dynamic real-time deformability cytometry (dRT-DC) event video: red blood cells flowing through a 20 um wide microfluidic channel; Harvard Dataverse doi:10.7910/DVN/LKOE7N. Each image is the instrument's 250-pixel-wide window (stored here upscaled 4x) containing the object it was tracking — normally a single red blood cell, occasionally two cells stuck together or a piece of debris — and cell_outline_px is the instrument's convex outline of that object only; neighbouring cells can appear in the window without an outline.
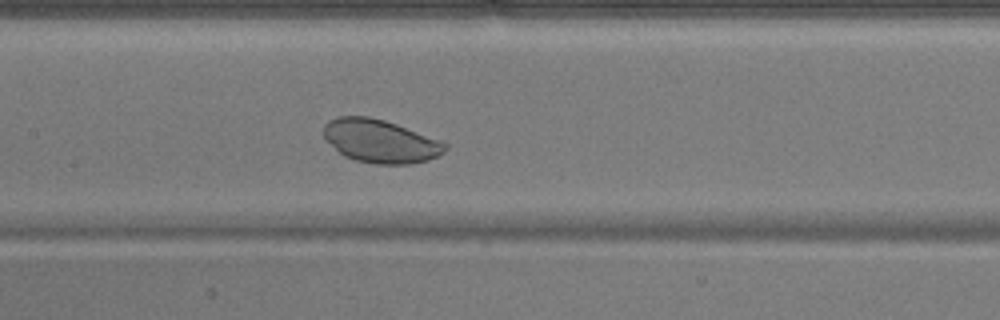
{"species": "common noctule bat (a hibernating species)", "species_latin": "Nyctalus noctula", "temperature_condition": "warm", "stored_images_in_passage": 52, "camera_frame_rate_fps": 3000, "um_per_image_px": 0.085, "animal": {"sex": "male", "body_mass_g": 17.9}, "frame": {"image": 1, "passage_image": 25, "time_ms": 8.0, "image_size_px": [1000, 320], "cell_outline_px": [[448, 148], [444, 152], [428, 160], [408, 164], [376, 164], [356, 160], [344, 156], [324, 136], [324, 124], [328, 120], [340, 116], [368, 116], [384, 120], [396, 124], [440, 140], [448, 144]], "centroid_in_image_um": [32.34, 11.99], "position_along_channel_um": 175.1, "area_um2": 30.29}}
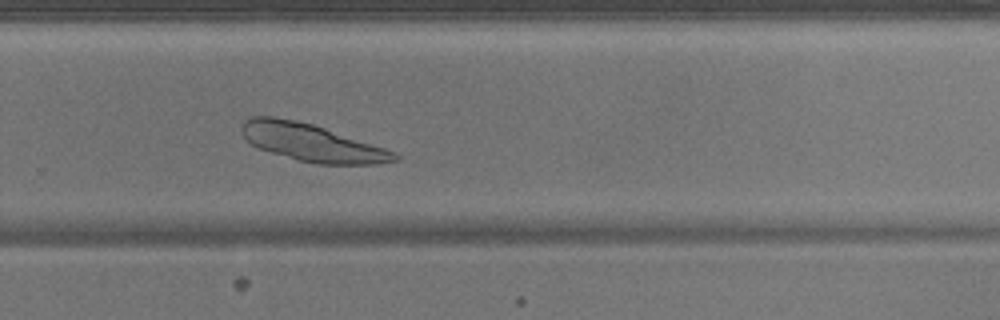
{"frame": {"image": 2, "passage_image": 35, "time_ms": 11.333, "image_size_px": [1000, 320], "cell_outline_px": [[400, 160], [376, 164], [316, 164], [300, 160], [272, 152], [260, 148], [252, 144], [244, 136], [240, 128], [244, 120], [252, 116], [272, 116], [296, 120], [312, 124], [384, 148], [400, 156]], "centroid_in_image_um": [26.48, 12.11], "position_along_channel_um": 303.3, "area_um2": 32.77}}